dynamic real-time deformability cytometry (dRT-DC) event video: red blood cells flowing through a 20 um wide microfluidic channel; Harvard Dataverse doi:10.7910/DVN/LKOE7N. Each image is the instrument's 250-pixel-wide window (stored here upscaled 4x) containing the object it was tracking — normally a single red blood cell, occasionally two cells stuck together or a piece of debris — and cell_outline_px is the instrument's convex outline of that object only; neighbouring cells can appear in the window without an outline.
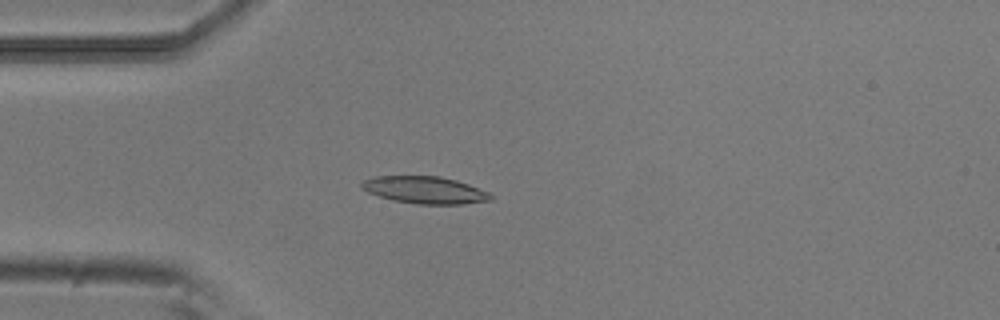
{"species": "common noctule bat (a hibernating species)", "species_latin": "Nyctalus noctula", "temperature_condition": "room temperature", "stored_images_in_passage": 51, "camera_frame_rate_fps": 3000, "um_per_image_px": 0.085, "animal": {"sex": "male", "body_mass_g": 20.5, "forearm_length_mm": 52.5}, "frame": {"image": 1, "passage_image": 13, "time_ms": 4.0, "image_size_px": [1000, 320], "cell_outline_px": [[492, 200], [464, 204], [416, 204], [392, 200], [368, 192], [360, 188], [360, 184], [364, 180], [376, 176], [440, 176], [456, 180], [468, 184], [488, 192], [492, 196]], "centroid_in_image_um": [36.1, 16.15], "position_along_channel_um": 48.9, "area_um2": 20.4}}
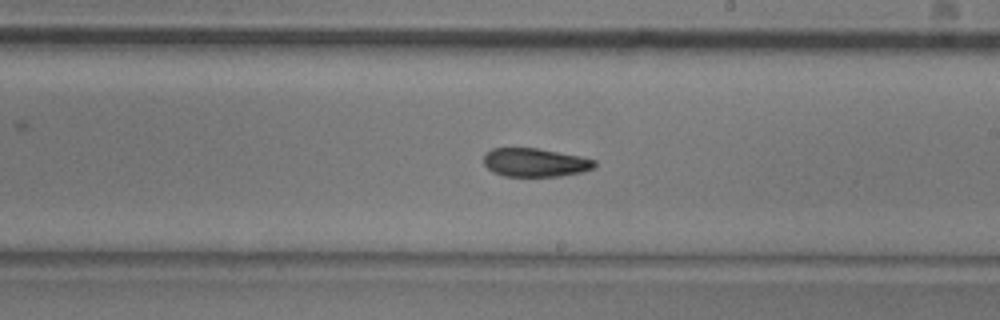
{"frame": {"image": 2, "passage_image": 29, "time_ms": 9.333, "image_size_px": [1000, 320], "cell_outline_px": [[596, 168], [580, 172], [560, 176], [504, 176], [492, 172], [484, 164], [484, 156], [492, 148], [536, 148], [580, 156], [596, 160]], "centroid_in_image_um": [45.5, 13.81], "position_along_channel_um": 243.5, "area_um2": 18.38}}
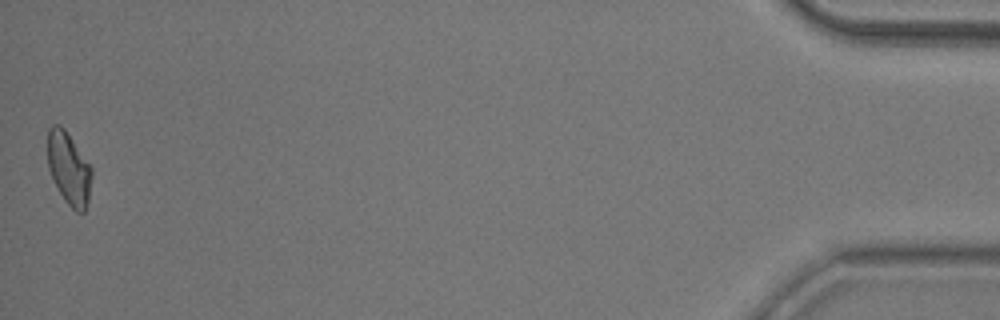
{"frame": {"image": 3, "passage_image": 51, "time_ms": 16.667, "image_size_px": [1000, 320], "cell_outline_px": [[92, 176], [88, 200], [84, 212], [76, 212], [64, 200], [48, 168], [48, 128], [52, 124], [60, 124], [64, 128], [92, 164]], "centroid_in_image_um": [5.87, 14.28], "position_along_channel_um": 429.3, "area_um2": 18.79}, "authors_computed_cell_mechanics": {"area_um2": 19.5364, "velocity_mm_per_s": 3.8473, "shape_relaxation_time_tau1_ms": 7.0656, "shape_relaxation_time_tau2_ms": 3.526, "deformation_change_tau1": 0.1835, "deformation_change_tau2": 0.1032}}